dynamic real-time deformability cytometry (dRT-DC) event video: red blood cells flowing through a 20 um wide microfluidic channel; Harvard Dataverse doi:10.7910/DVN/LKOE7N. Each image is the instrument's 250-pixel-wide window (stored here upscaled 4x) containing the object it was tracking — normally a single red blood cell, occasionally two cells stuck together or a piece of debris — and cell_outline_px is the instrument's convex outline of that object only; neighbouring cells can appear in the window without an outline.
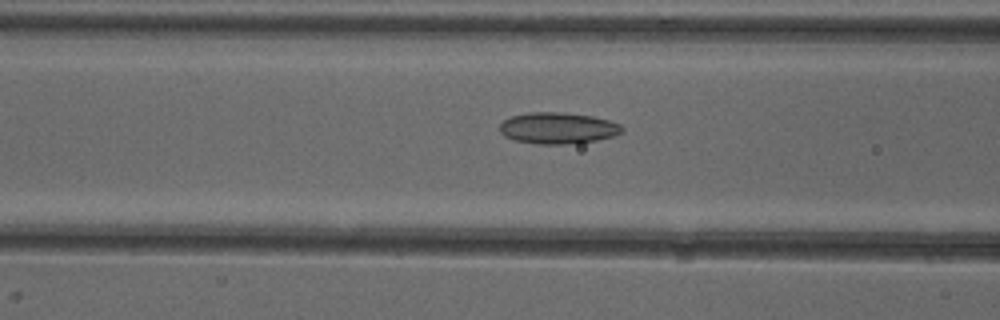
{"species": "common noctule bat (a hibernating species)", "species_latin": "Nyctalus noctula", "temperature_condition": "cold", "stored_images_in_passage": 36, "camera_frame_rate_fps": 3000, "um_per_image_px": 0.085, "animal": {"sex": "female"}, "frame": {"image": 1, "passage_image": 11, "time_ms": 3.333, "image_size_px": [1000, 320], "cell_outline_px": [[624, 128], [620, 132], [612, 136], [580, 144], [536, 144], [516, 140], [504, 136], [500, 132], [500, 124], [504, 120], [512, 116], [528, 112], [564, 112], [592, 116], [608, 120], [620, 124]], "centroid_in_image_um": [47.41, 10.89], "position_along_channel_um": 119.2, "area_um2": 22.43}}
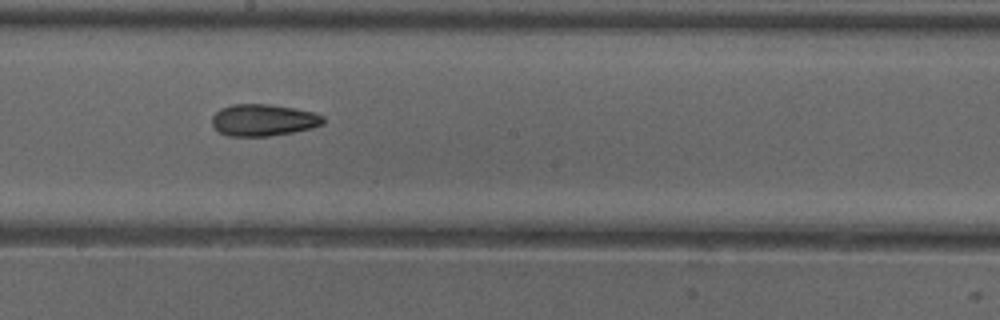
{"frame": {"image": 2, "passage_image": 19, "time_ms": 6.0, "image_size_px": [1000, 320], "cell_outline_px": [[324, 124], [312, 128], [292, 132], [268, 136], [228, 136], [220, 132], [212, 124], [212, 116], [220, 108], [232, 104], [268, 104], [292, 108], [312, 112], [324, 116]], "centroid_in_image_um": [22.37, 10.2], "position_along_channel_um": 225.8, "area_um2": 20.52}}
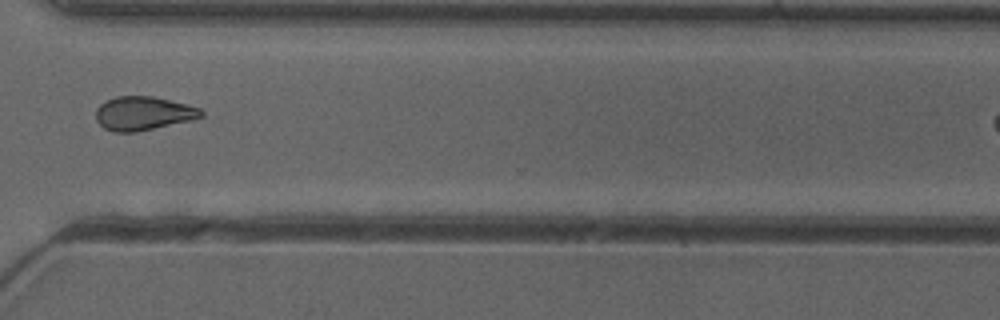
{"frame": {"image": 3, "passage_image": 29, "time_ms": 9.333, "image_size_px": [1000, 320], "cell_outline_px": [[204, 116], [192, 120], [136, 132], [112, 132], [104, 128], [96, 120], [96, 108], [104, 100], [116, 96], [152, 96], [188, 104], [200, 108], [204, 112]], "centroid_in_image_um": [12.17, 9.63], "position_along_channel_um": 358.4, "area_um2": 20.92}, "authors_computed_cell_mechanics": {"area_um2": 20.7213, "velocity_mm_per_s": 3.995, "shape_relaxation_time_tau1_ms": null, "shape_relaxation_time_tau2_ms": 5.0843, "deformation_change_tau1": null, "deformation_change_tau2": 0.1207}}